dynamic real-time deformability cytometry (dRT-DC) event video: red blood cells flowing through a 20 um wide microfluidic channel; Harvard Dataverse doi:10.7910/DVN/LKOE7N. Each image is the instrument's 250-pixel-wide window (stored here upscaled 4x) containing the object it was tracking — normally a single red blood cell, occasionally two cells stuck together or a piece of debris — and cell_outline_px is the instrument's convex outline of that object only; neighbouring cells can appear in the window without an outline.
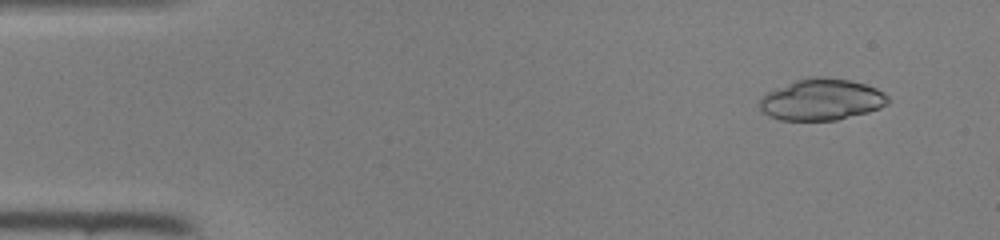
{"species": "common noctule bat (a hibernating species)", "species_latin": "Nyctalus noctula", "temperature_condition": "room temperature", "stored_images_in_passage": 9, "camera_frame_rate_fps": 3000, "um_per_image_px": 0.085, "animal": {"sex": "female", "body_mass_g": 22.0, "forearm_length_mm": 56.7}, "frame": {"image": 1, "passage_image": 4, "time_ms": 1.0, "image_size_px": [1000, 240], "cell_outline_px": [[888, 104], [880, 108], [868, 112], [836, 120], [780, 120], [768, 116], [760, 108], [760, 100], [768, 92], [796, 80], [812, 76], [824, 76], [852, 80], [876, 88], [884, 92], [888, 96]], "centroid_in_image_um": [69.86, 8.46], "position_along_channel_um": 15.1, "area_um2": 30.92}}